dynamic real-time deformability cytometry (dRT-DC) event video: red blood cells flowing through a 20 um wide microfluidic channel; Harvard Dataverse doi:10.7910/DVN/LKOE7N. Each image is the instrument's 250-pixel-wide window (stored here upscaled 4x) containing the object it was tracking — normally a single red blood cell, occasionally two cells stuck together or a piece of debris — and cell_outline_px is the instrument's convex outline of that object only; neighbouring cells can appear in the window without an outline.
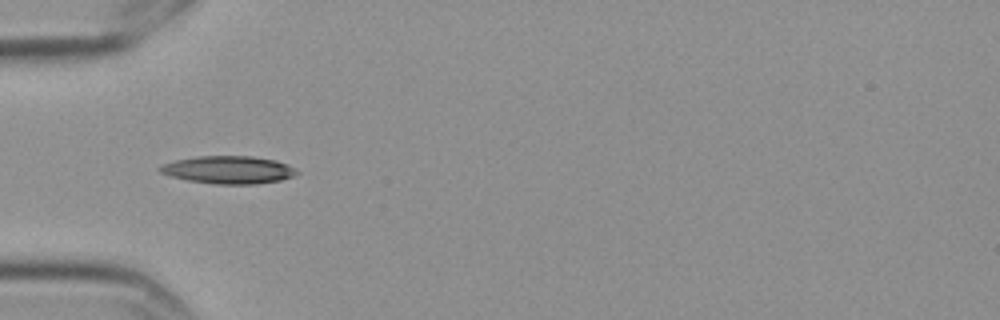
{"species": "Egyptian fruit bat (a non-hibernating species)", "species_latin": "Rousettus aegyptiacus", "temperature_condition": "cold", "stored_images_in_passage": 6, "camera_frame_rate_fps": 3000, "um_per_image_px": 0.085, "frame": {"image": 1, "passage_image": 5, "time_ms": 1.333, "image_size_px": [1000, 320], "cell_outline_px": [[300, 172], [296, 176], [280, 180], [256, 184], [216, 184], [188, 180], [172, 176], [160, 172], [156, 168], [164, 164], [176, 160], [196, 156], [252, 156], [276, 160]], "centroid_in_image_um": [19.43, 14.43], "position_along_channel_um": 65.6, "area_um2": 21.96}}
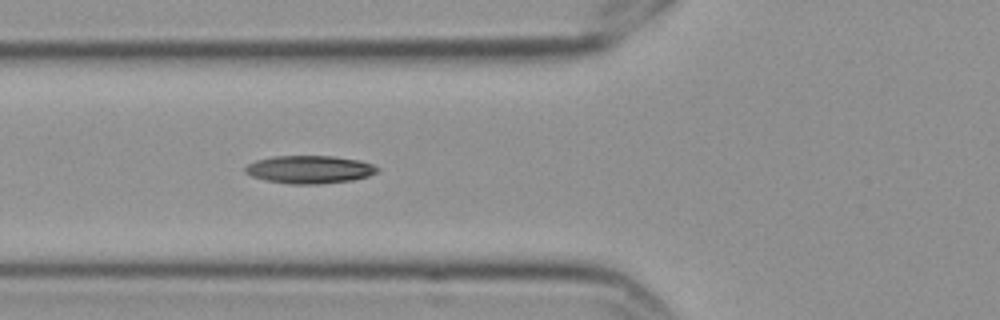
{"frame": {"image": 2, "passage_image": 6, "time_ms": 1.667, "image_size_px": [1000, 320], "cell_outline_px": [[380, 168], [376, 172], [368, 176], [352, 180], [320, 184], [288, 184], [264, 180], [252, 176], [244, 172], [244, 168], [248, 164], [256, 160], [272, 156], [332, 156], [360, 160], [372, 164]], "centroid_in_image_um": [26.29, 14.41], "position_along_channel_um": 99.5, "area_um2": 21.56}}